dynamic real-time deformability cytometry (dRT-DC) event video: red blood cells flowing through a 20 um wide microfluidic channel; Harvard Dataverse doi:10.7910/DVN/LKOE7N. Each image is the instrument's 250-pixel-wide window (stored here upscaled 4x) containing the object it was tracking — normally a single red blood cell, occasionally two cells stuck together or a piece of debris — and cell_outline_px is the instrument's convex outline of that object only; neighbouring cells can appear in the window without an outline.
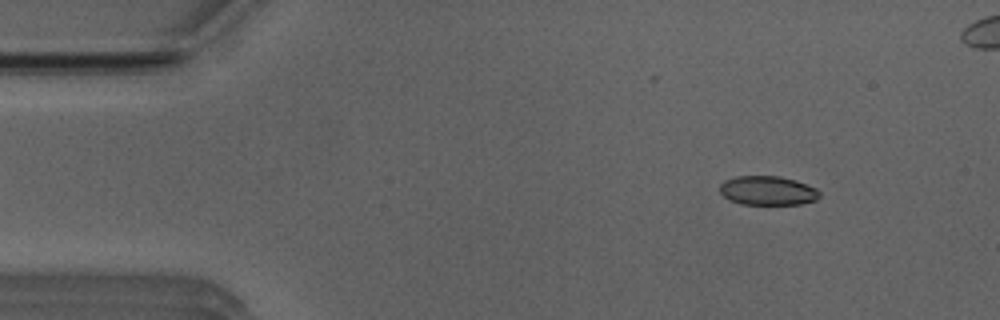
{"species": "Egyptian fruit bat (a non-hibernating species)", "species_latin": "Rousettus aegyptiacus", "temperature_condition": "room temperature", "stored_images_in_passage": 33, "camera_frame_rate_fps": 3000, "um_per_image_px": 0.085, "animal": {"sex": "male"}, "frame": {"image": 1, "passage_image": 1, "time_ms": 0.0, "image_size_px": [1000, 320], "cell_outline_px": [[820, 196], [816, 200], [800, 204], [740, 204], [728, 200], [720, 192], [720, 184], [724, 180], [736, 176], [780, 176], [796, 180], [816, 188], [820, 192]], "centroid_in_image_um": [65.24, 16.2], "position_along_channel_um": 19.8, "area_um2": 17.05}}
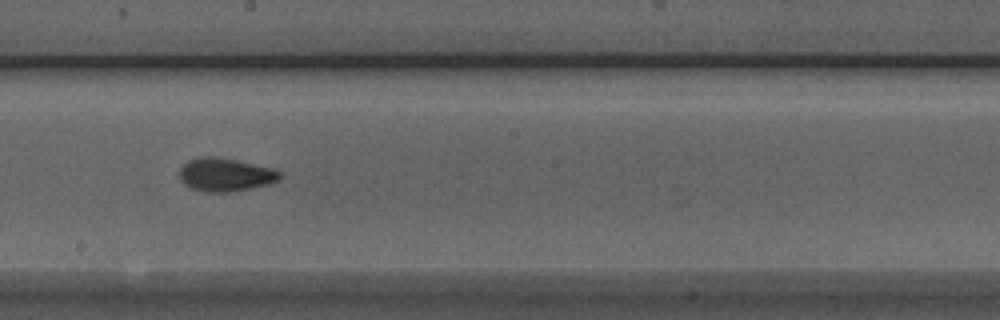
{"frame": {"image": 2, "passage_image": 23, "time_ms": 7.333, "image_size_px": [1000, 320], "cell_outline_px": [[280, 180], [268, 184], [228, 192], [208, 192], [192, 188], [184, 184], [180, 180], [180, 168], [188, 160], [196, 156], [216, 156], [236, 160], [272, 168], [280, 172]], "centroid_in_image_um": [19.12, 14.83], "position_along_channel_um": 229.1, "area_um2": 19.36}}
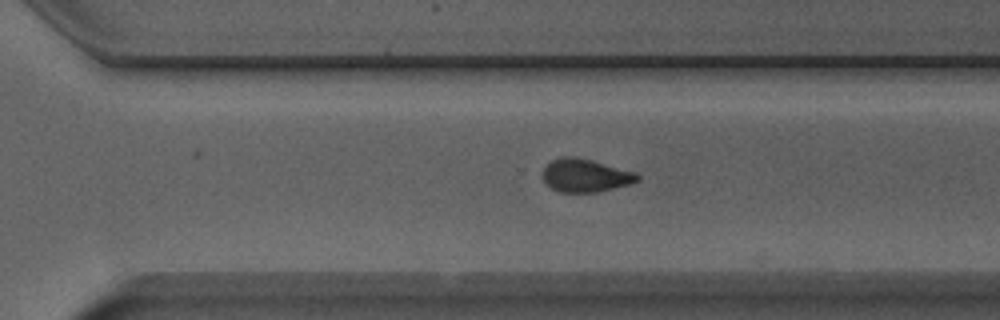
{"frame": {"image": 3, "passage_image": 30, "time_ms": 9.667, "image_size_px": [1000, 320], "cell_outline_px": [[640, 180], [632, 184], [596, 192], [560, 192], [552, 188], [544, 180], [544, 168], [552, 160], [564, 156], [572, 156], [592, 160], [636, 172], [640, 176]], "centroid_in_image_um": [49.81, 14.91], "position_along_channel_um": 320.8, "area_um2": 18.15}}